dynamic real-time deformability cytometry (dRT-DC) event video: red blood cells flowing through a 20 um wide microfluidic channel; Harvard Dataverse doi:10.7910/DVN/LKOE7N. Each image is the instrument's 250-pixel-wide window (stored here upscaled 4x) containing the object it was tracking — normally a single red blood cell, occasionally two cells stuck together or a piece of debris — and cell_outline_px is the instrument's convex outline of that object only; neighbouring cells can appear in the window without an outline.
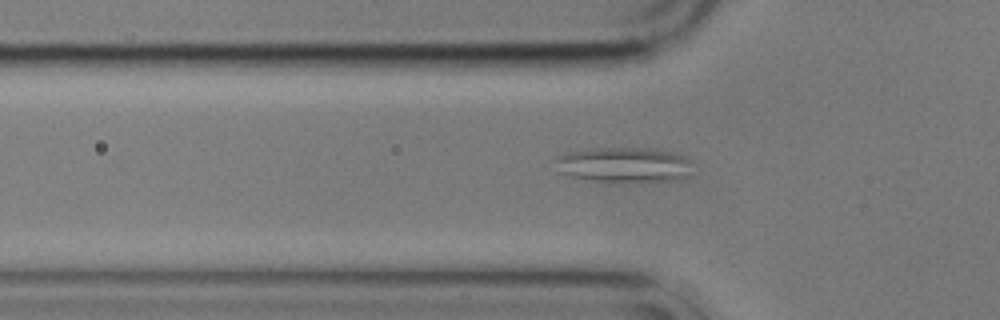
{"species": "common noctule bat (a hibernating species)", "species_latin": "Nyctalus noctula", "temperature_condition": "cold", "stored_images_in_passage": 45, "camera_frame_rate_fps": 3000, "um_per_image_px": 0.085, "animal": {"sex": "male", "body_mass_g": 17.9}, "frame": {"image": 1, "passage_image": 19, "time_ms": 6.0, "image_size_px": [1000, 320], "cell_outline_px": [[692, 160], [688, 176], [684, 180], [592, 180], [568, 176], [556, 172], [552, 160], [556, 156], [568, 152], [592, 148], [652, 148], [684, 156]], "centroid_in_image_um": [52.96, 13.98], "position_along_channel_um": 72.8, "area_um2": 28.03}}
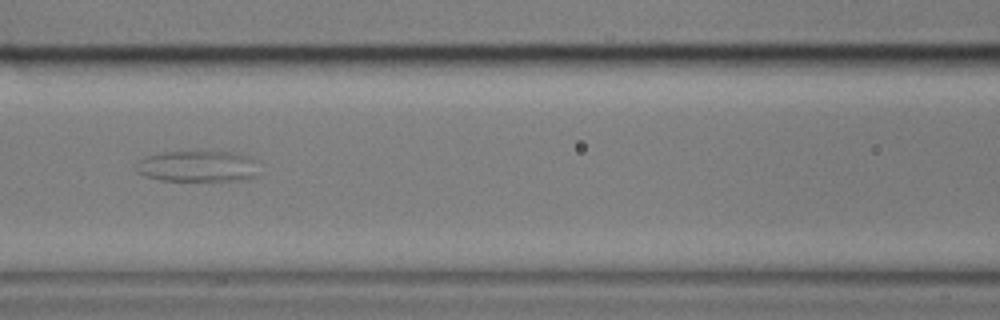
{"frame": {"image": 2, "passage_image": 26, "time_ms": 8.333, "image_size_px": [1000, 320], "cell_outline_px": [[256, 176], [240, 180], [160, 180], [136, 172], [132, 164], [144, 156], [164, 152], [196, 148], [232, 152], [248, 156], [252, 160]], "centroid_in_image_um": [16.67, 14.07], "position_along_channel_um": 149.9, "area_um2": 22.95}}
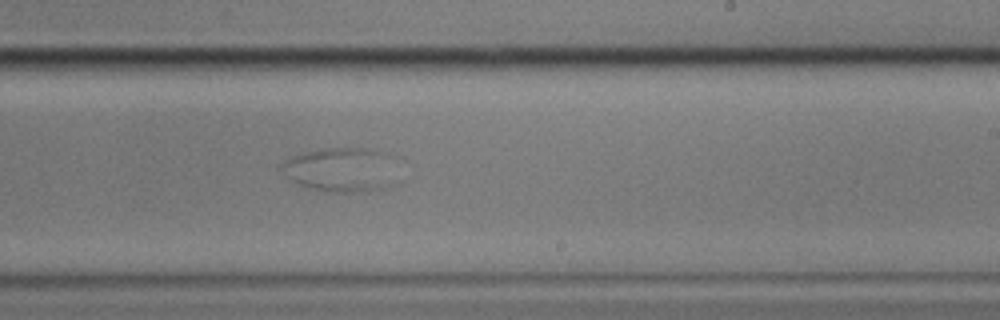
{"frame": {"image": 3, "passage_image": 36, "time_ms": 11.667, "image_size_px": [1000, 320], "cell_outline_px": [[404, 180], [396, 184], [384, 188], [360, 192], [328, 192], [300, 184], [284, 176], [280, 168], [280, 164], [284, 160], [292, 156], [304, 152], [320, 148], [368, 148], [380, 152]], "centroid_in_image_um": [29.0, 14.44], "position_along_channel_um": 260.0, "area_um2": 30.17}}